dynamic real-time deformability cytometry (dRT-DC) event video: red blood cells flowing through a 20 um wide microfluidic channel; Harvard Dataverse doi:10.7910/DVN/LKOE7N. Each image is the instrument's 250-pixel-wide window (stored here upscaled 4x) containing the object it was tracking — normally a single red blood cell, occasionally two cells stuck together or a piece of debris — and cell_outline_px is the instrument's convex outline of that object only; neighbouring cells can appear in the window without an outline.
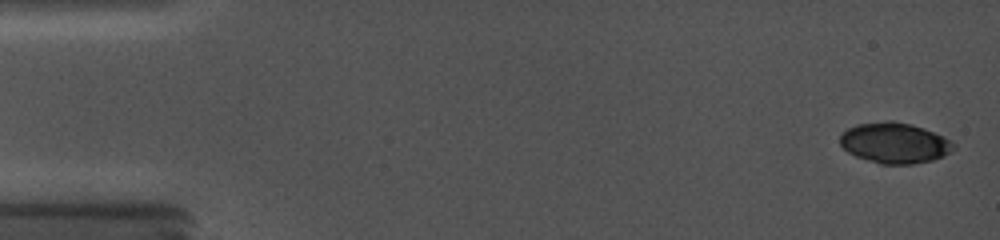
{"species": "common noctule bat (a hibernating species)", "species_latin": "Nyctalus noctula", "temperature_condition": "cold", "stored_images_in_passage": 4, "camera_frame_rate_fps": 5000, "um_per_image_px": 0.085, "animal": {"sex": "female", "body_mass_g": 19.0, "forearm_length_mm": 56.7}, "frame": {"image": 1, "passage_image": 1, "time_ms": 0.0, "image_size_px": [1000, 240], "cell_outline_px": [[956, 148], [952, 152], [944, 156], [932, 160], [912, 164], [880, 164], [856, 156], [848, 152], [840, 144], [840, 136], [848, 128], [856, 124], [888, 120], [892, 120], [912, 124], [924, 128], [944, 136], [956, 144]], "centroid_in_image_um": [76.08, 12.14], "position_along_channel_um": 8.9, "area_um2": 27.11}}
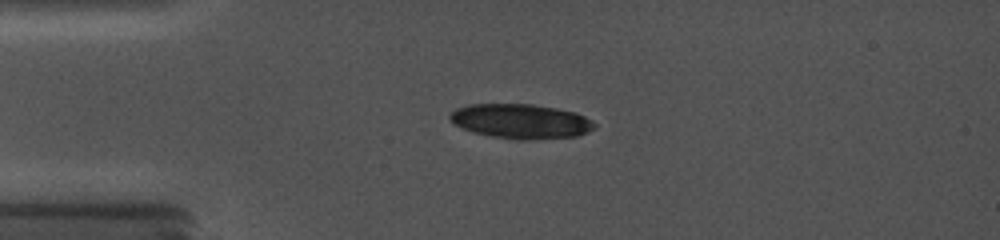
{"frame": {"image": 2, "passage_image": 4, "time_ms": 3.8, "image_size_px": [1000, 240], "cell_outline_px": [[596, 128], [588, 132], [576, 136], [524, 140], [520, 140], [492, 136], [472, 132], [452, 124], [448, 116], [456, 108], [468, 104], [532, 104], [556, 108], [576, 112], [592, 120], [596, 124]], "centroid_in_image_um": [44.26, 10.3], "position_along_channel_um": 40.7, "area_um2": 29.3}}